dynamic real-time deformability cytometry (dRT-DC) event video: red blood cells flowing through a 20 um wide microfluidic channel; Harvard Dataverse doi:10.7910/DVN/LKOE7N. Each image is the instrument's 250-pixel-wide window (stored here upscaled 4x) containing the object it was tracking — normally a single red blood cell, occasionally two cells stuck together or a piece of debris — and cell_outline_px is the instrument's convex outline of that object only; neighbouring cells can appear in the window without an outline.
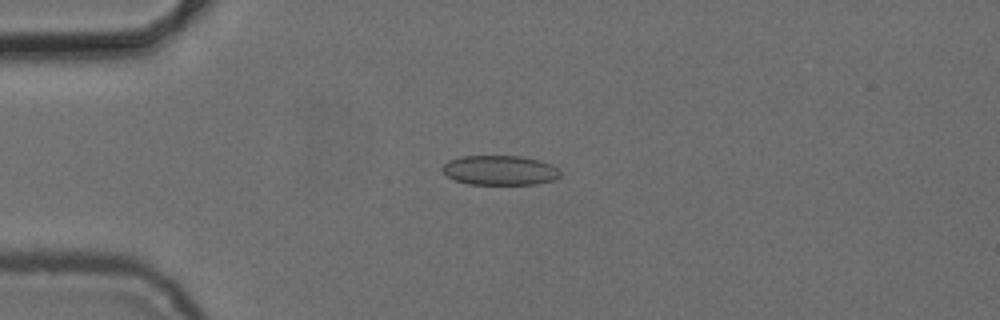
{"species": "common noctule bat (a hibernating species)", "species_latin": "Nyctalus noctula", "temperature_condition": "cold", "stored_images_in_passage": 8, "camera_frame_rate_fps": 3000, "um_per_image_px": 0.085, "animal": {"sex": "female", "body_mass_g": 24.6, "forearm_length_mm": 56.2}, "frame": {"image": 1, "passage_image": 4, "time_ms": 3.667, "image_size_px": [1000, 320], "cell_outline_px": [[560, 176], [552, 180], [536, 184], [468, 184], [456, 180], [448, 176], [440, 168], [448, 160], [460, 156], [520, 156], [540, 160], [552, 164], [560, 172]], "centroid_in_image_um": [42.47, 14.46], "position_along_channel_um": 42.5, "area_um2": 20.35}}
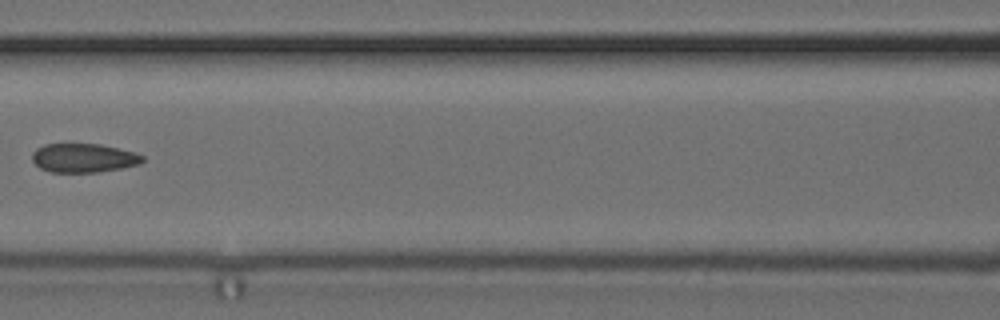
{"frame": {"image": 2, "passage_image": 7, "time_ms": 7.333, "image_size_px": [1000, 320], "cell_outline_px": [[144, 160], [140, 164], [100, 172], [52, 172], [40, 168], [32, 160], [32, 152], [36, 148], [44, 144], [100, 144], [136, 152], [144, 156]], "centroid_in_image_um": [7.11, 13.42], "position_along_channel_um": 159.5, "area_um2": 18.67}}
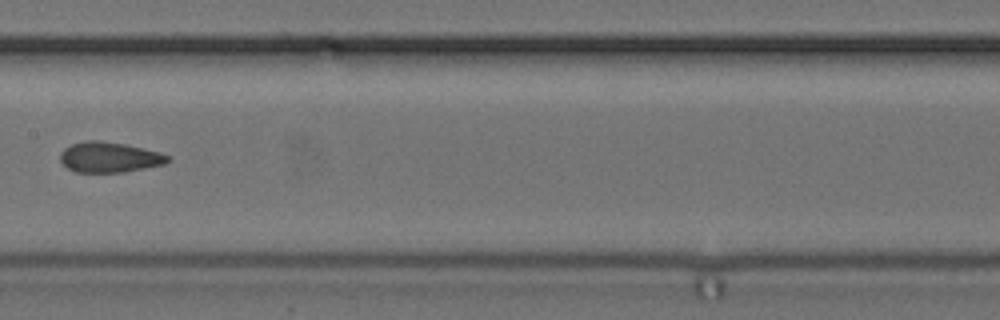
{"frame": {"image": 3, "passage_image": 8, "time_ms": 8.333, "image_size_px": [1000, 320], "cell_outline_px": [[172, 160], [164, 164], [124, 172], [76, 172], [68, 168], [60, 160], [60, 152], [64, 148], [72, 144], [84, 140], [100, 140], [124, 144], [160, 152], [168, 156]], "centroid_in_image_um": [9.28, 13.36], "position_along_channel_um": 198.1, "area_um2": 19.02}}